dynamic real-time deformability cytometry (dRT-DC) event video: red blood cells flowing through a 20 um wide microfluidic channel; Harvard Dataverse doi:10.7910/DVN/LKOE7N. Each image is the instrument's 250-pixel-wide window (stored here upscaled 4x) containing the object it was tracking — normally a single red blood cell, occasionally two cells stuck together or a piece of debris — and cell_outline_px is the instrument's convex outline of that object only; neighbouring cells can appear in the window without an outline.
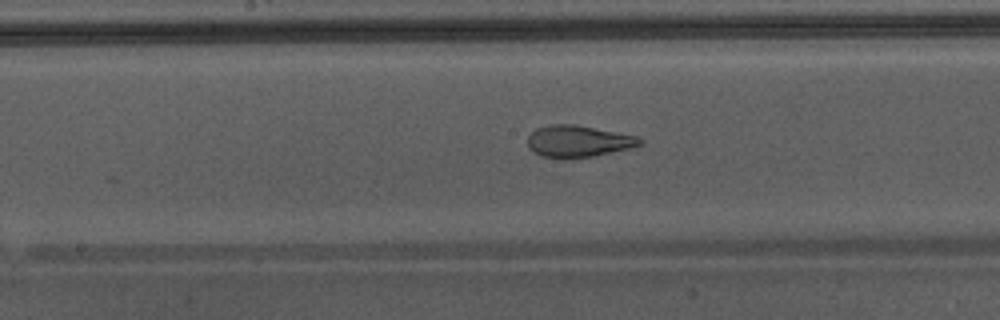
{"species": "Egyptian fruit bat (a non-hibernating species)", "species_latin": "Rousettus aegyptiacus", "temperature_condition": "warm", "stored_images_in_passage": 49, "camera_frame_rate_fps": 3000, "um_per_image_px": 0.085, "animal": {"sex": "male"}, "frame": {"image": 1, "passage_image": 28, "time_ms": 9.0, "image_size_px": [1000, 320], "cell_outline_px": [[644, 144], [628, 148], [592, 156], [540, 156], [532, 152], [528, 148], [528, 136], [536, 128], [552, 124], [572, 124], [636, 136], [644, 140]], "centroid_in_image_um": [49.12, 11.98], "position_along_channel_um": 199.1, "area_um2": 20.06}, "authors_computed_cell_mechanics": {"area_um2": 25.9522, "velocity_mm_per_s": 4.4069, "shape_relaxation_time_tau1_ms": null, "shape_relaxation_time_tau2_ms": 1.0738, "deformation_change_tau1": null, "deformation_change_tau2": 0.064}}